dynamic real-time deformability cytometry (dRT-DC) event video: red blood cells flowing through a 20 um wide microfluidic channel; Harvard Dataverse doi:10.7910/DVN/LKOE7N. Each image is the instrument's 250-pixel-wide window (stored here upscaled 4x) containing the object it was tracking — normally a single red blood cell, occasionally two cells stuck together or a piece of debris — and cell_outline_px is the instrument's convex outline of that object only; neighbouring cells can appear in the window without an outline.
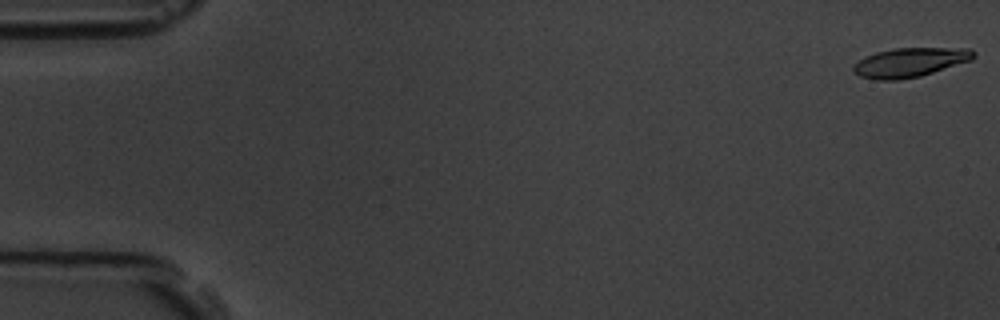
{"species": "common noctule bat (a hibernating species)", "species_latin": "Nyctalus noctula", "temperature_condition": "room temperature", "stored_images_in_passage": 58, "camera_frame_rate_fps": 3000, "um_per_image_px": 0.085, "animal": {"sex": "male", "body_mass_g": 19.5, "forearm_length_mm": 54.6}, "frame": {"image": 1, "passage_image": 1, "time_ms": 0.0, "image_size_px": [1000, 320], "cell_outline_px": [[976, 56], [972, 60], [920, 76], [896, 80], [876, 80], [860, 76], [852, 72], [852, 68], [860, 60], [876, 52], [896, 48], [972, 48], [976, 52]], "centroid_in_image_um": [77.39, 5.3], "position_along_channel_um": 7.6, "area_um2": 20.4}}
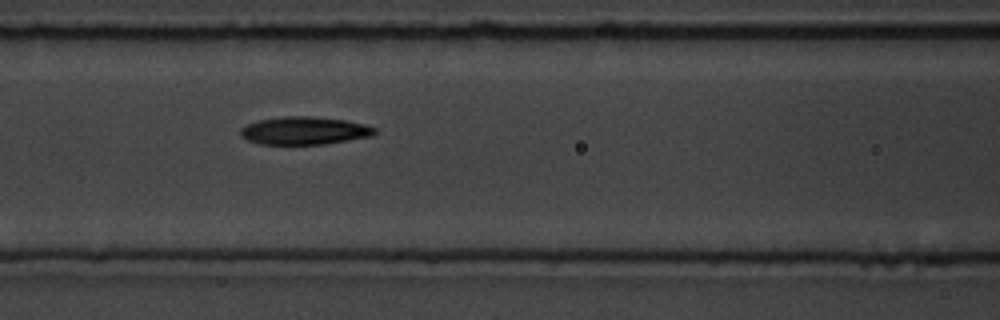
{"frame": {"image": 2, "passage_image": 25, "time_ms": 8.0, "image_size_px": [1000, 320], "cell_outline_px": [[376, 132], [372, 136], [324, 144], [260, 144], [248, 140], [240, 136], [240, 128], [248, 124], [260, 120], [284, 116], [312, 116], [344, 120], [364, 124], [376, 128]], "centroid_in_image_um": [25.86, 11.1], "position_along_channel_um": 140.7, "area_um2": 21.68}}
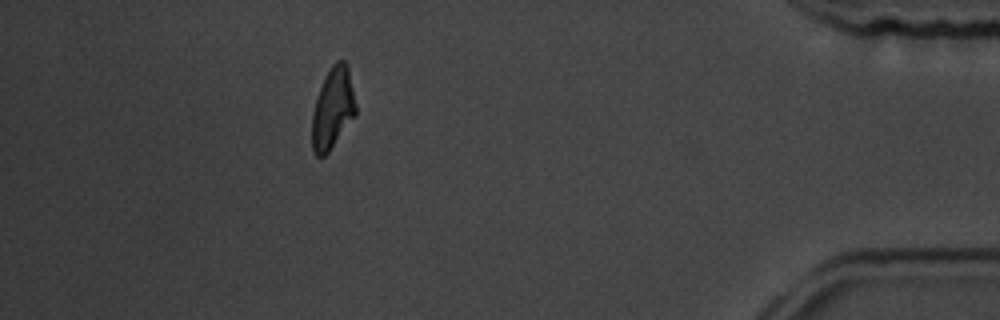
{"frame": {"image": 3, "passage_image": 52, "time_ms": 17.0, "image_size_px": [1000, 320], "cell_outline_px": [[356, 116], [328, 152], [324, 156], [316, 156], [312, 152], [312, 112], [316, 96], [324, 76], [332, 64], [336, 60], [344, 60], [348, 64], [356, 104]], "centroid_in_image_um": [28.28, 9.18], "position_along_channel_um": 406.9, "area_um2": 21.1}, "authors_computed_cell_mechanics": {"area_um2": 21.2415, "velocity_mm_per_s": 3.5311, "shape_relaxation_time_tau1_ms": 2.7925, "shape_relaxation_time_tau2_ms": 2.7808, "deformation_change_tau1": 0.1416, "deformation_change_tau2": 0.104}}